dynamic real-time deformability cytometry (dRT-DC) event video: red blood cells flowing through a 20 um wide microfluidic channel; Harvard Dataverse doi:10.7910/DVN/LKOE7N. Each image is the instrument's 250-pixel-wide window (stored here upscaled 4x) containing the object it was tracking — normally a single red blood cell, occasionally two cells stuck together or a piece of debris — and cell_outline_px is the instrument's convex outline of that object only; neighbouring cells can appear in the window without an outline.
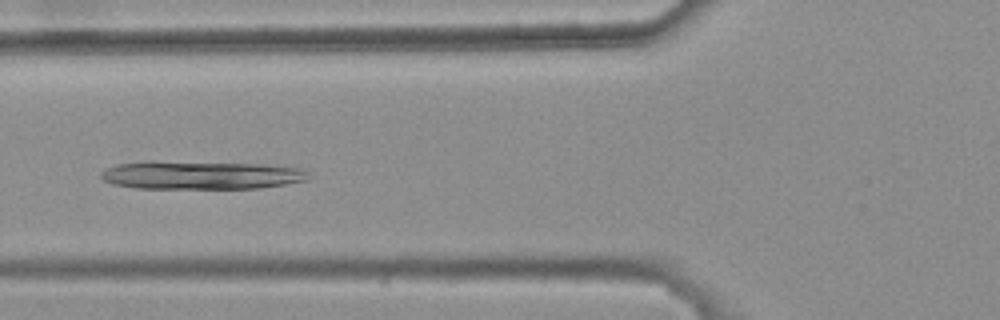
{"species": "common noctule bat (a hibernating species)", "species_latin": "Nyctalus noctula", "temperature_condition": "warm", "stored_images_in_passage": 5, "camera_frame_rate_fps": 3000, "um_per_image_px": 0.085, "animal": {"sex": "female", "body_mass_g": 25.1}, "frame": {"image": 1, "passage_image": 5, "time_ms": 1.333, "image_size_px": [1000, 320], "cell_outline_px": [[308, 180], [260, 188], [136, 188], [112, 184], [104, 180], [100, 176], [100, 172], [104, 168], [116, 164], [144, 160], [152, 160], [260, 164], [300, 168], [308, 172]], "centroid_in_image_um": [16.99, 14.87], "position_along_channel_um": 108.8, "area_um2": 34.62}}